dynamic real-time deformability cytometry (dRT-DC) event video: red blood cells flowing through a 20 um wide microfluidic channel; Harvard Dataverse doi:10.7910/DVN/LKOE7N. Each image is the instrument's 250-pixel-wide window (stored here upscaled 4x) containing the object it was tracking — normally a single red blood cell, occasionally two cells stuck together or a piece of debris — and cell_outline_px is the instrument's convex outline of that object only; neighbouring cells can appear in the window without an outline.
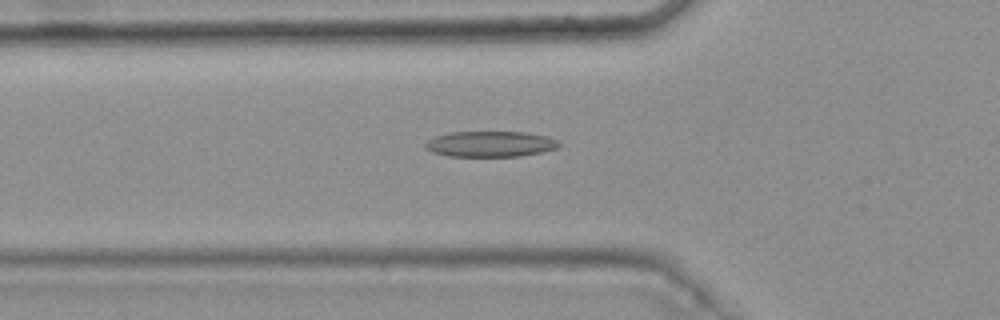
{"species": "common noctule bat (a hibernating species)", "species_latin": "Nyctalus noctula", "temperature_condition": "warm", "stored_images_in_passage": 48, "camera_frame_rate_fps": 3000, "um_per_image_px": 0.085, "animal": {"sex": "female", "body_mass_g": 25.1}, "frame": {"image": 1, "passage_image": 19, "time_ms": 6.0, "image_size_px": [1000, 320], "cell_outline_px": [[560, 144], [556, 148], [540, 152], [520, 156], [448, 156], [432, 152], [424, 148], [424, 144], [428, 140], [436, 136], [448, 132], [524, 132], [548, 136], [556, 140]], "centroid_in_image_um": [41.64, 12.24], "position_along_channel_um": 84.2, "area_um2": 19.94}}
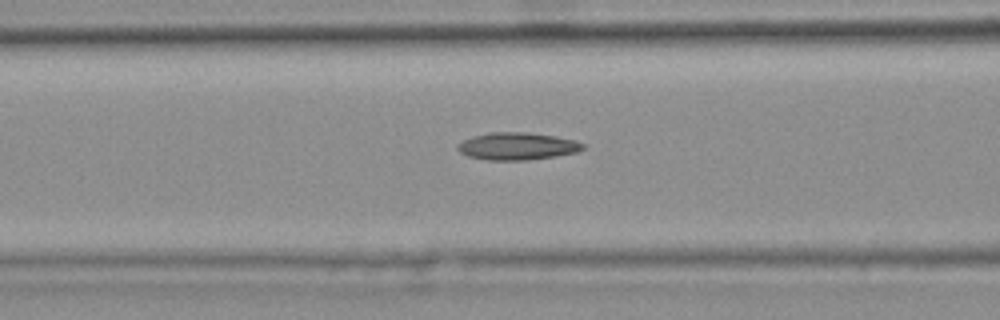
{"frame": {"image": 2, "passage_image": 22, "time_ms": 7.0, "image_size_px": [1000, 320], "cell_outline_px": [[584, 148], [576, 152], [556, 156], [524, 160], [488, 160], [468, 156], [460, 152], [456, 148], [456, 144], [472, 136], [488, 132], [528, 132], [556, 136], [576, 140], [584, 144]], "centroid_in_image_um": [43.94, 12.41], "position_along_channel_um": 122.7, "area_um2": 20.06}}
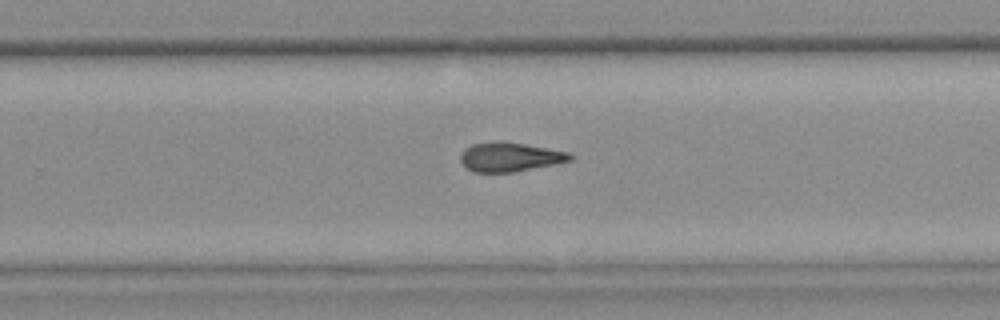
{"frame": {"image": 3, "passage_image": 35, "time_ms": 11.333, "image_size_px": [1000, 320], "cell_outline_px": [[572, 160], [556, 164], [512, 172], [472, 172], [460, 160], [460, 156], [464, 148], [472, 144], [496, 140], [504, 140], [548, 148], [568, 152], [572, 156]], "centroid_in_image_um": [43.32, 13.32], "position_along_channel_um": 286.5, "area_um2": 18.79}, "authors_computed_cell_mechanics": {"area_um2": 19.1896, "velocity_mm_per_s": 3.7883, "shape_relaxation_time_tau1_ms": null, "shape_relaxation_time_tau2_ms": 5.7683, "deformation_change_tau1": null, "deformation_change_tau2": 0.1729}}